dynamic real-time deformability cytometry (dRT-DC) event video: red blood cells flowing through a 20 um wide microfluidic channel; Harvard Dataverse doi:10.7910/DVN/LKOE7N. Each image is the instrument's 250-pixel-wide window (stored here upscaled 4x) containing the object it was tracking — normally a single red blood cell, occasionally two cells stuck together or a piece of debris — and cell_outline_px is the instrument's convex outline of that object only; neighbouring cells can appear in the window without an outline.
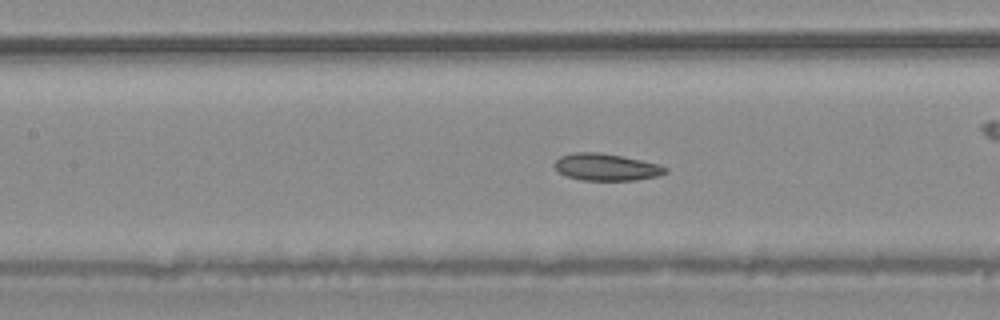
{"species": "common noctule bat (a hibernating species)", "species_latin": "Nyctalus noctula", "temperature_condition": "warm", "stored_images_in_passage": 48, "camera_frame_rate_fps": 3000, "um_per_image_px": 0.085, "animal": {"sex": "male", "body_mass_g": 20.4}, "frame": {"image": 1, "passage_image": 21, "time_ms": 6.667, "image_size_px": [1000, 320], "cell_outline_px": [[668, 172], [660, 176], [636, 180], [580, 180], [568, 176], [560, 172], [552, 164], [560, 156], [576, 152], [600, 152], [660, 164], [668, 168]], "centroid_in_image_um": [51.56, 14.2], "position_along_channel_um": 155.8, "area_um2": 17.46}}